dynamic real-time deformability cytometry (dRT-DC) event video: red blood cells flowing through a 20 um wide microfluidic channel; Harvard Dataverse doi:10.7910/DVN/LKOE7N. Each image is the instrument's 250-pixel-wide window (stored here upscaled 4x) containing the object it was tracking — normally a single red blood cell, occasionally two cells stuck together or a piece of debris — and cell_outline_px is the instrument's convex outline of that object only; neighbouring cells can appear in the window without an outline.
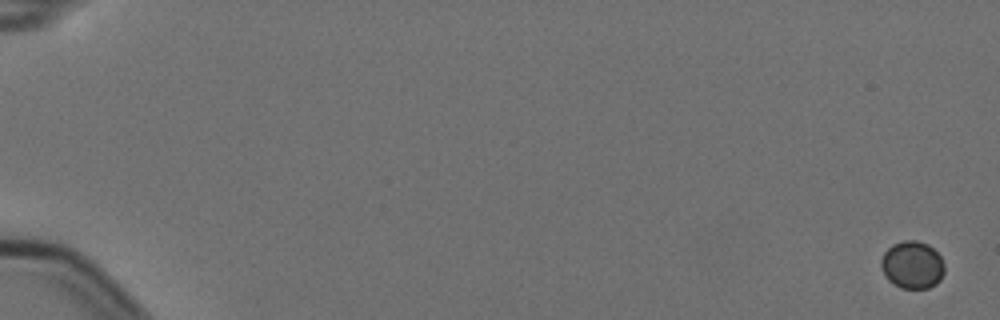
{"species": "Egyptian fruit bat (a non-hibernating species)", "species_latin": "Rousettus aegyptiacus", "temperature_condition": "cold", "stored_images_in_passage": 15, "camera_frame_rate_fps": 3000, "um_per_image_px": 0.085, "animal": {"sex": "female"}, "frame": {"image": 1, "passage_image": 1, "time_ms": 0.0, "image_size_px": [1000, 320], "cell_outline_px": [[944, 272], [940, 280], [936, 284], [928, 288], [900, 288], [888, 280], [880, 268], [880, 260], [884, 252], [892, 244], [904, 240], [916, 240], [928, 244], [940, 256], [944, 264]], "centroid_in_image_um": [77.53, 22.51], "position_along_channel_um": 7.5, "area_um2": 17.69}}
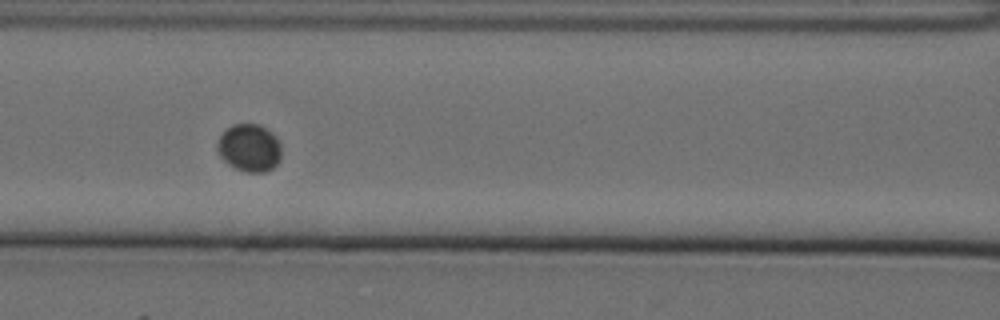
{"frame": {"image": 2, "passage_image": 8, "time_ms": 2.333, "image_size_px": [1000, 320], "cell_outline_px": [[280, 160], [272, 168], [264, 172], [244, 172], [228, 164], [220, 156], [216, 148], [216, 144], [220, 136], [232, 124], [260, 124], [280, 144]], "centroid_in_image_um": [21.15, 12.58], "position_along_channel_um": 145.4, "area_um2": 17.46}}
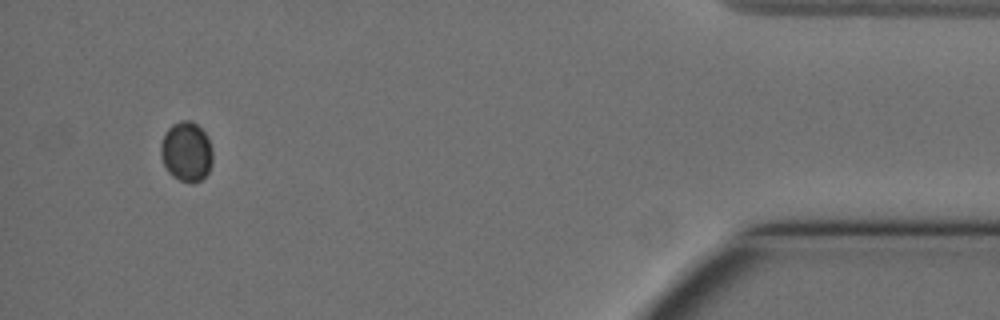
{"frame": {"image": 3, "passage_image": 15, "time_ms": 4.667, "image_size_px": [1000, 320], "cell_outline_px": [[212, 164], [208, 172], [200, 180], [192, 184], [180, 180], [172, 176], [168, 172], [160, 156], [160, 144], [164, 132], [172, 124], [180, 120], [188, 120], [196, 124], [208, 136], [212, 148]], "centroid_in_image_um": [15.83, 12.88], "position_along_channel_um": 419.4, "area_um2": 18.32}}